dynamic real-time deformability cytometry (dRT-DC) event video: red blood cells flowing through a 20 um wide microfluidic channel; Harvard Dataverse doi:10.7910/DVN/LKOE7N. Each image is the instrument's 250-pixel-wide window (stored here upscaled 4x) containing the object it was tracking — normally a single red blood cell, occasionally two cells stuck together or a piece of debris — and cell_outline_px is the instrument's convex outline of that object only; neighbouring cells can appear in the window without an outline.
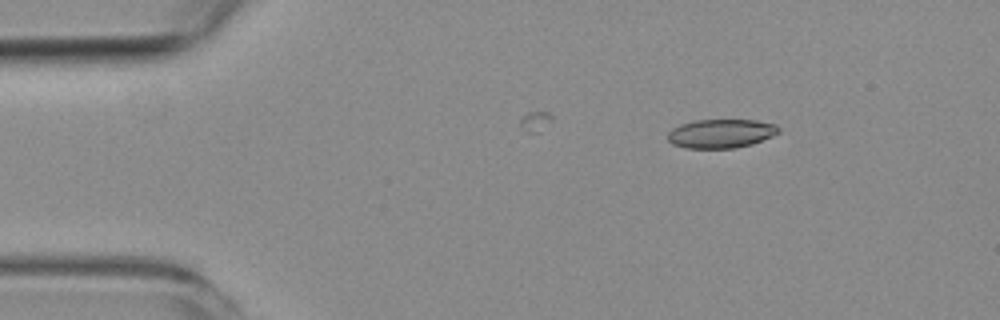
{"species": "common noctule bat (a hibernating species)", "species_latin": "Nyctalus noctula", "temperature_condition": "room temperature", "stored_images_in_passage": 4, "camera_frame_rate_fps": 3000, "um_per_image_px": 0.085, "animal": {"sex": "female", "body_mass_g": 19.3, "forearm_length_mm": 54.1}, "frame": {"image": 1, "passage_image": 1, "time_ms": 0.0, "image_size_px": [1000, 320], "cell_outline_px": [[780, 132], [772, 136], [752, 144], [736, 148], [684, 148], [672, 144], [668, 140], [668, 132], [672, 128], [680, 124], [696, 120], [756, 120], [776, 124], [780, 128]], "centroid_in_image_um": [61.28, 11.35], "position_along_channel_um": 23.7, "area_um2": 18.79}}
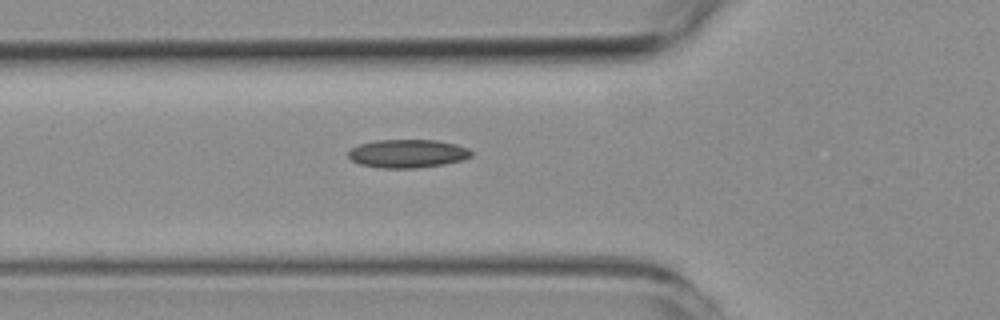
{"frame": {"image": 2, "passage_image": 4, "time_ms": 3.667, "image_size_px": [1000, 320], "cell_outline_px": [[472, 156], [464, 160], [444, 164], [416, 168], [380, 168], [360, 164], [352, 160], [348, 156], [348, 152], [352, 148], [360, 144], [376, 140], [436, 140], [456, 144], [468, 148], [472, 152]], "centroid_in_image_um": [34.67, 13.05], "position_along_channel_um": 91.1, "area_um2": 20.35}}